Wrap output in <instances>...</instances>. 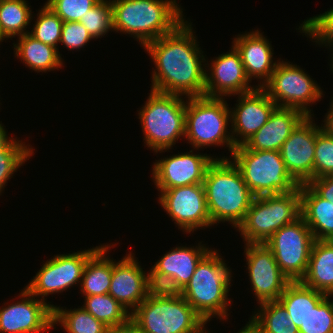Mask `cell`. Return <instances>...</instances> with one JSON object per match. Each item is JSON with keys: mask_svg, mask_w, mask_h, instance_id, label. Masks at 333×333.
<instances>
[{"mask_svg": "<svg viewBox=\"0 0 333 333\" xmlns=\"http://www.w3.org/2000/svg\"><path fill=\"white\" fill-rule=\"evenodd\" d=\"M189 21L143 46L155 65L151 90L185 98L205 96L207 57Z\"/></svg>", "mask_w": 333, "mask_h": 333, "instance_id": "6da1fadb", "label": "cell"}, {"mask_svg": "<svg viewBox=\"0 0 333 333\" xmlns=\"http://www.w3.org/2000/svg\"><path fill=\"white\" fill-rule=\"evenodd\" d=\"M113 30L141 47L172 32L186 18L177 0H110Z\"/></svg>", "mask_w": 333, "mask_h": 333, "instance_id": "7a4b0ae2", "label": "cell"}, {"mask_svg": "<svg viewBox=\"0 0 333 333\" xmlns=\"http://www.w3.org/2000/svg\"><path fill=\"white\" fill-rule=\"evenodd\" d=\"M203 186L212 226L228 222L237 229L255 197L239 169L230 159H215L206 170Z\"/></svg>", "mask_w": 333, "mask_h": 333, "instance_id": "3957f363", "label": "cell"}, {"mask_svg": "<svg viewBox=\"0 0 333 333\" xmlns=\"http://www.w3.org/2000/svg\"><path fill=\"white\" fill-rule=\"evenodd\" d=\"M218 251L213 248L199 262L190 282L180 292L206 323L215 317L227 321L229 308H232L229 298L230 287L233 285L232 269Z\"/></svg>", "mask_w": 333, "mask_h": 333, "instance_id": "277c9868", "label": "cell"}, {"mask_svg": "<svg viewBox=\"0 0 333 333\" xmlns=\"http://www.w3.org/2000/svg\"><path fill=\"white\" fill-rule=\"evenodd\" d=\"M143 333H209L207 323L180 293L153 289L131 313Z\"/></svg>", "mask_w": 333, "mask_h": 333, "instance_id": "5b68a950", "label": "cell"}, {"mask_svg": "<svg viewBox=\"0 0 333 333\" xmlns=\"http://www.w3.org/2000/svg\"><path fill=\"white\" fill-rule=\"evenodd\" d=\"M148 94L144 105L137 110L144 145L156 155L169 152L184 138L187 98L151 89Z\"/></svg>", "mask_w": 333, "mask_h": 333, "instance_id": "8992f818", "label": "cell"}, {"mask_svg": "<svg viewBox=\"0 0 333 333\" xmlns=\"http://www.w3.org/2000/svg\"><path fill=\"white\" fill-rule=\"evenodd\" d=\"M226 98H187L185 135L193 149L225 147L230 155L236 148L231 134L230 107Z\"/></svg>", "mask_w": 333, "mask_h": 333, "instance_id": "52a82bcc", "label": "cell"}, {"mask_svg": "<svg viewBox=\"0 0 333 333\" xmlns=\"http://www.w3.org/2000/svg\"><path fill=\"white\" fill-rule=\"evenodd\" d=\"M223 159L235 164L255 197L290 193L300 186L288 173L280 151L251 150L240 145Z\"/></svg>", "mask_w": 333, "mask_h": 333, "instance_id": "ba28073f", "label": "cell"}, {"mask_svg": "<svg viewBox=\"0 0 333 333\" xmlns=\"http://www.w3.org/2000/svg\"><path fill=\"white\" fill-rule=\"evenodd\" d=\"M301 217L300 186L290 193L254 197L242 223L237 227L244 244L262 243L280 228Z\"/></svg>", "mask_w": 333, "mask_h": 333, "instance_id": "9c48e42d", "label": "cell"}, {"mask_svg": "<svg viewBox=\"0 0 333 333\" xmlns=\"http://www.w3.org/2000/svg\"><path fill=\"white\" fill-rule=\"evenodd\" d=\"M311 77L299 65L280 59L262 89L278 107L294 108L314 117L310 107L325 94Z\"/></svg>", "mask_w": 333, "mask_h": 333, "instance_id": "30bf717a", "label": "cell"}, {"mask_svg": "<svg viewBox=\"0 0 333 333\" xmlns=\"http://www.w3.org/2000/svg\"><path fill=\"white\" fill-rule=\"evenodd\" d=\"M100 244L89 249L72 253L56 254L44 262L35 276L24 286L32 295L47 302V296L63 293L76 284L80 285L87 261L103 246Z\"/></svg>", "mask_w": 333, "mask_h": 333, "instance_id": "8fae6325", "label": "cell"}, {"mask_svg": "<svg viewBox=\"0 0 333 333\" xmlns=\"http://www.w3.org/2000/svg\"><path fill=\"white\" fill-rule=\"evenodd\" d=\"M314 241L313 233L300 217L276 231L265 244L282 273L294 282L300 281L306 273Z\"/></svg>", "mask_w": 333, "mask_h": 333, "instance_id": "7c38bea8", "label": "cell"}, {"mask_svg": "<svg viewBox=\"0 0 333 333\" xmlns=\"http://www.w3.org/2000/svg\"><path fill=\"white\" fill-rule=\"evenodd\" d=\"M158 203L185 234L212 228L203 184L158 190ZM192 232V233H191Z\"/></svg>", "mask_w": 333, "mask_h": 333, "instance_id": "4fadbf2b", "label": "cell"}, {"mask_svg": "<svg viewBox=\"0 0 333 333\" xmlns=\"http://www.w3.org/2000/svg\"><path fill=\"white\" fill-rule=\"evenodd\" d=\"M208 244L176 246L149 269L153 289L180 293L190 282L199 262L212 250Z\"/></svg>", "mask_w": 333, "mask_h": 333, "instance_id": "5bb4252c", "label": "cell"}, {"mask_svg": "<svg viewBox=\"0 0 333 333\" xmlns=\"http://www.w3.org/2000/svg\"><path fill=\"white\" fill-rule=\"evenodd\" d=\"M194 151L191 149L186 153L167 155L153 162L151 179L157 190L203 184L208 166L215 159H223L222 156L198 153L199 149H196V153Z\"/></svg>", "mask_w": 333, "mask_h": 333, "instance_id": "9a60e30c", "label": "cell"}, {"mask_svg": "<svg viewBox=\"0 0 333 333\" xmlns=\"http://www.w3.org/2000/svg\"><path fill=\"white\" fill-rule=\"evenodd\" d=\"M244 254L256 303L278 300L290 280L280 270L272 251L266 244L246 243Z\"/></svg>", "mask_w": 333, "mask_h": 333, "instance_id": "2e32d148", "label": "cell"}, {"mask_svg": "<svg viewBox=\"0 0 333 333\" xmlns=\"http://www.w3.org/2000/svg\"><path fill=\"white\" fill-rule=\"evenodd\" d=\"M17 296L19 300L4 302L0 307V333H44L53 329V308L48 303L25 287Z\"/></svg>", "mask_w": 333, "mask_h": 333, "instance_id": "e0dca14e", "label": "cell"}, {"mask_svg": "<svg viewBox=\"0 0 333 333\" xmlns=\"http://www.w3.org/2000/svg\"><path fill=\"white\" fill-rule=\"evenodd\" d=\"M231 49L207 60L205 72V96L225 98L248 93L257 88L246 75L240 53L231 45ZM211 62V63H209ZM228 97V98H227Z\"/></svg>", "mask_w": 333, "mask_h": 333, "instance_id": "ac0fdd59", "label": "cell"}, {"mask_svg": "<svg viewBox=\"0 0 333 333\" xmlns=\"http://www.w3.org/2000/svg\"><path fill=\"white\" fill-rule=\"evenodd\" d=\"M322 128L313 116H307L282 144L280 154L285 167L299 185L314 178L316 136Z\"/></svg>", "mask_w": 333, "mask_h": 333, "instance_id": "d6986e66", "label": "cell"}, {"mask_svg": "<svg viewBox=\"0 0 333 333\" xmlns=\"http://www.w3.org/2000/svg\"><path fill=\"white\" fill-rule=\"evenodd\" d=\"M128 252L121 260L113 259V274L108 294L132 313L147 298L153 287L149 270L144 271L135 254Z\"/></svg>", "mask_w": 333, "mask_h": 333, "instance_id": "ffe728a7", "label": "cell"}, {"mask_svg": "<svg viewBox=\"0 0 333 333\" xmlns=\"http://www.w3.org/2000/svg\"><path fill=\"white\" fill-rule=\"evenodd\" d=\"M237 97L235 107L229 108L231 134L235 147L243 145L250 139L267 122L277 107L259 87Z\"/></svg>", "mask_w": 333, "mask_h": 333, "instance_id": "44dd1931", "label": "cell"}, {"mask_svg": "<svg viewBox=\"0 0 333 333\" xmlns=\"http://www.w3.org/2000/svg\"><path fill=\"white\" fill-rule=\"evenodd\" d=\"M263 33L259 29H252L250 32L236 35L232 41V45L240 53L246 75L251 82L255 79L259 81V88L270 79L281 59H273L274 48Z\"/></svg>", "mask_w": 333, "mask_h": 333, "instance_id": "7402d4cb", "label": "cell"}, {"mask_svg": "<svg viewBox=\"0 0 333 333\" xmlns=\"http://www.w3.org/2000/svg\"><path fill=\"white\" fill-rule=\"evenodd\" d=\"M306 117L297 109L277 106L267 122L243 145L251 150L280 151L282 144Z\"/></svg>", "mask_w": 333, "mask_h": 333, "instance_id": "603a6c76", "label": "cell"}, {"mask_svg": "<svg viewBox=\"0 0 333 333\" xmlns=\"http://www.w3.org/2000/svg\"><path fill=\"white\" fill-rule=\"evenodd\" d=\"M13 43L14 57L20 59L26 67L37 73L60 70L64 65L58 49L45 44L29 33L17 37ZM60 68V69H59Z\"/></svg>", "mask_w": 333, "mask_h": 333, "instance_id": "cb8c5ba5", "label": "cell"}, {"mask_svg": "<svg viewBox=\"0 0 333 333\" xmlns=\"http://www.w3.org/2000/svg\"><path fill=\"white\" fill-rule=\"evenodd\" d=\"M301 217L315 240H325L333 233V204L320 197L307 183L300 185Z\"/></svg>", "mask_w": 333, "mask_h": 333, "instance_id": "d4e9b609", "label": "cell"}, {"mask_svg": "<svg viewBox=\"0 0 333 333\" xmlns=\"http://www.w3.org/2000/svg\"><path fill=\"white\" fill-rule=\"evenodd\" d=\"M300 282L326 295H333V247L325 240H315L308 267Z\"/></svg>", "mask_w": 333, "mask_h": 333, "instance_id": "484cf974", "label": "cell"}, {"mask_svg": "<svg viewBox=\"0 0 333 333\" xmlns=\"http://www.w3.org/2000/svg\"><path fill=\"white\" fill-rule=\"evenodd\" d=\"M112 244V245H111ZM104 245L87 261L80 283L83 296L108 294L113 274V258L107 254L116 243ZM108 255V256H107Z\"/></svg>", "mask_w": 333, "mask_h": 333, "instance_id": "4316f807", "label": "cell"}, {"mask_svg": "<svg viewBox=\"0 0 333 333\" xmlns=\"http://www.w3.org/2000/svg\"><path fill=\"white\" fill-rule=\"evenodd\" d=\"M326 294L303 285L300 281L290 282L278 301L285 307L288 317L299 329Z\"/></svg>", "mask_w": 333, "mask_h": 333, "instance_id": "83f0119b", "label": "cell"}, {"mask_svg": "<svg viewBox=\"0 0 333 333\" xmlns=\"http://www.w3.org/2000/svg\"><path fill=\"white\" fill-rule=\"evenodd\" d=\"M258 306L246 323L255 333H299L278 300L262 302Z\"/></svg>", "mask_w": 333, "mask_h": 333, "instance_id": "f1b7e54d", "label": "cell"}, {"mask_svg": "<svg viewBox=\"0 0 333 333\" xmlns=\"http://www.w3.org/2000/svg\"><path fill=\"white\" fill-rule=\"evenodd\" d=\"M30 7L27 0H0V32L6 40L29 33L35 18Z\"/></svg>", "mask_w": 333, "mask_h": 333, "instance_id": "f546056e", "label": "cell"}, {"mask_svg": "<svg viewBox=\"0 0 333 333\" xmlns=\"http://www.w3.org/2000/svg\"><path fill=\"white\" fill-rule=\"evenodd\" d=\"M16 138V139H15ZM8 135L0 142V195L15 172L34 156L32 145Z\"/></svg>", "mask_w": 333, "mask_h": 333, "instance_id": "4dcf8cb0", "label": "cell"}, {"mask_svg": "<svg viewBox=\"0 0 333 333\" xmlns=\"http://www.w3.org/2000/svg\"><path fill=\"white\" fill-rule=\"evenodd\" d=\"M60 306L55 305L53 308V329L58 325L65 333H107L109 327L81 306L74 309Z\"/></svg>", "mask_w": 333, "mask_h": 333, "instance_id": "1f68e13d", "label": "cell"}, {"mask_svg": "<svg viewBox=\"0 0 333 333\" xmlns=\"http://www.w3.org/2000/svg\"><path fill=\"white\" fill-rule=\"evenodd\" d=\"M82 297L84 304L81 307L109 328L131 318V313L109 294Z\"/></svg>", "mask_w": 333, "mask_h": 333, "instance_id": "d6a6232c", "label": "cell"}, {"mask_svg": "<svg viewBox=\"0 0 333 333\" xmlns=\"http://www.w3.org/2000/svg\"><path fill=\"white\" fill-rule=\"evenodd\" d=\"M35 15H37L35 18L36 21L34 19L35 23L33 24V28H31L32 30L29 31V34L35 39L57 48L59 55L62 56L58 44L61 40L64 22L45 3L34 16Z\"/></svg>", "mask_w": 333, "mask_h": 333, "instance_id": "836d02e7", "label": "cell"}, {"mask_svg": "<svg viewBox=\"0 0 333 333\" xmlns=\"http://www.w3.org/2000/svg\"><path fill=\"white\" fill-rule=\"evenodd\" d=\"M299 32L320 47L333 50V7L322 14L309 17L300 24Z\"/></svg>", "mask_w": 333, "mask_h": 333, "instance_id": "e575fe53", "label": "cell"}, {"mask_svg": "<svg viewBox=\"0 0 333 333\" xmlns=\"http://www.w3.org/2000/svg\"><path fill=\"white\" fill-rule=\"evenodd\" d=\"M79 22L83 24L94 40L103 38L106 34L108 35L109 31L114 32L111 1L100 0L87 11Z\"/></svg>", "mask_w": 333, "mask_h": 333, "instance_id": "d590c367", "label": "cell"}, {"mask_svg": "<svg viewBox=\"0 0 333 333\" xmlns=\"http://www.w3.org/2000/svg\"><path fill=\"white\" fill-rule=\"evenodd\" d=\"M299 333H333V297L326 295L310 311Z\"/></svg>", "mask_w": 333, "mask_h": 333, "instance_id": "8d00e7d4", "label": "cell"}, {"mask_svg": "<svg viewBox=\"0 0 333 333\" xmlns=\"http://www.w3.org/2000/svg\"><path fill=\"white\" fill-rule=\"evenodd\" d=\"M333 174V137L323 128L317 133L314 155V178Z\"/></svg>", "mask_w": 333, "mask_h": 333, "instance_id": "74e56055", "label": "cell"}, {"mask_svg": "<svg viewBox=\"0 0 333 333\" xmlns=\"http://www.w3.org/2000/svg\"><path fill=\"white\" fill-rule=\"evenodd\" d=\"M100 0H47L45 4L63 22H79Z\"/></svg>", "mask_w": 333, "mask_h": 333, "instance_id": "f35d334b", "label": "cell"}, {"mask_svg": "<svg viewBox=\"0 0 333 333\" xmlns=\"http://www.w3.org/2000/svg\"><path fill=\"white\" fill-rule=\"evenodd\" d=\"M93 40L88 30L80 22H64L60 44L70 50L85 48Z\"/></svg>", "mask_w": 333, "mask_h": 333, "instance_id": "ab89813d", "label": "cell"}, {"mask_svg": "<svg viewBox=\"0 0 333 333\" xmlns=\"http://www.w3.org/2000/svg\"><path fill=\"white\" fill-rule=\"evenodd\" d=\"M320 197L333 204V177L313 178L307 183Z\"/></svg>", "mask_w": 333, "mask_h": 333, "instance_id": "60d3db41", "label": "cell"}, {"mask_svg": "<svg viewBox=\"0 0 333 333\" xmlns=\"http://www.w3.org/2000/svg\"><path fill=\"white\" fill-rule=\"evenodd\" d=\"M107 333H143L139 326L130 318L126 323L108 328Z\"/></svg>", "mask_w": 333, "mask_h": 333, "instance_id": "b9f144b4", "label": "cell"}, {"mask_svg": "<svg viewBox=\"0 0 333 333\" xmlns=\"http://www.w3.org/2000/svg\"><path fill=\"white\" fill-rule=\"evenodd\" d=\"M330 101L328 111L322 121V126L333 137V97H331Z\"/></svg>", "mask_w": 333, "mask_h": 333, "instance_id": "7bdbcfd3", "label": "cell"}, {"mask_svg": "<svg viewBox=\"0 0 333 333\" xmlns=\"http://www.w3.org/2000/svg\"><path fill=\"white\" fill-rule=\"evenodd\" d=\"M12 135L8 134V131H6L5 126L2 124V121H0V142L7 136Z\"/></svg>", "mask_w": 333, "mask_h": 333, "instance_id": "ee69618b", "label": "cell"}, {"mask_svg": "<svg viewBox=\"0 0 333 333\" xmlns=\"http://www.w3.org/2000/svg\"><path fill=\"white\" fill-rule=\"evenodd\" d=\"M209 333H211L209 331ZM237 333H255L253 330H251L246 324L242 329H240Z\"/></svg>", "mask_w": 333, "mask_h": 333, "instance_id": "f6af8a7d", "label": "cell"}, {"mask_svg": "<svg viewBox=\"0 0 333 333\" xmlns=\"http://www.w3.org/2000/svg\"><path fill=\"white\" fill-rule=\"evenodd\" d=\"M325 241H326L327 243H329V244L333 247V233H332L330 236H328V237L325 239Z\"/></svg>", "mask_w": 333, "mask_h": 333, "instance_id": "bcb514c9", "label": "cell"}, {"mask_svg": "<svg viewBox=\"0 0 333 333\" xmlns=\"http://www.w3.org/2000/svg\"><path fill=\"white\" fill-rule=\"evenodd\" d=\"M331 52H333V50H330ZM332 56H331V59L332 60H330L331 62H330V64H329V66H330V71H332V73H333V53L331 54Z\"/></svg>", "mask_w": 333, "mask_h": 333, "instance_id": "7dc6e473", "label": "cell"}, {"mask_svg": "<svg viewBox=\"0 0 333 333\" xmlns=\"http://www.w3.org/2000/svg\"><path fill=\"white\" fill-rule=\"evenodd\" d=\"M5 40V38L3 37V35L0 32V43L3 42ZM1 45V44H0Z\"/></svg>", "mask_w": 333, "mask_h": 333, "instance_id": "c3c4849f", "label": "cell"}]
</instances>
